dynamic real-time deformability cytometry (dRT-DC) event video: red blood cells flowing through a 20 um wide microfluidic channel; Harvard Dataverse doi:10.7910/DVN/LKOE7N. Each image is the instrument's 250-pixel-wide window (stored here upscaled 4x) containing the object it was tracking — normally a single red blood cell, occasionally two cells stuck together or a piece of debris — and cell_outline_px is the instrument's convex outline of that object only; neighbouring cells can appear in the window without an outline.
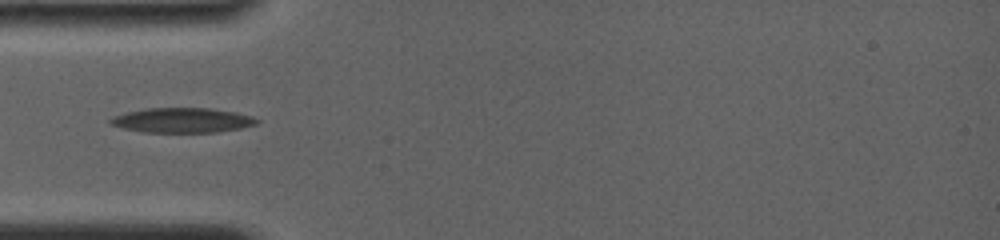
{"species": "common noctule bat (a hibernating species)", "species_latin": "Nyctalus noctula", "temperature_condition": "room temperature", "stored_images_in_passage": 36, "camera_frame_rate_fps": 4000, "um_per_image_px": 0.085, "animal": {"sex": "female", "body_mass_g": 19.0, "forearm_length_mm": 56.7}, "frame": {"image": 1, "passage_image": 1, "time_ms": 0.0, "image_size_px": [1000, 240], "cell_outline_px": [[260, 120], [256, 124], [240, 128], [216, 132], [144, 132], [124, 128], [112, 124], [108, 120], [116, 116], [128, 112], [148, 108], [208, 108], [232, 112], [252, 116]], "centroid_in_image_um": [15.52, 10.22], "position_along_channel_um": 69.5, "area_um2": 20.75}}
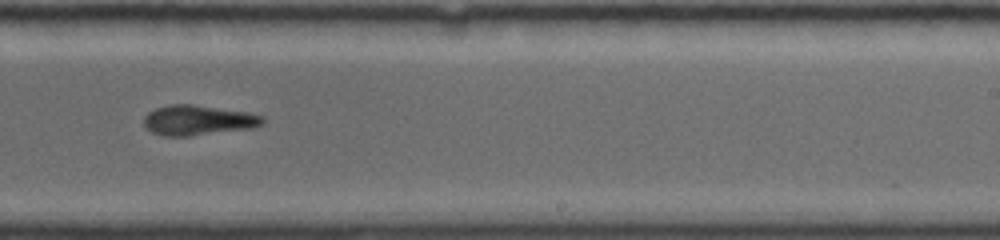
{"frame": {"image": 2, "passage_image": 17, "time_ms": 5.25, "image_size_px": [1000, 240], "cell_outline_px": [[264, 120], [260, 124], [252, 128], [188, 136], [164, 136], [152, 132], [144, 124], [144, 116], [148, 112], [156, 108], [172, 104], [192, 104], [244, 112], [264, 116]], "centroid_in_image_um": [16.8, 10.22], "position_along_channel_um": 272.2, "area_um2": 20.46}}
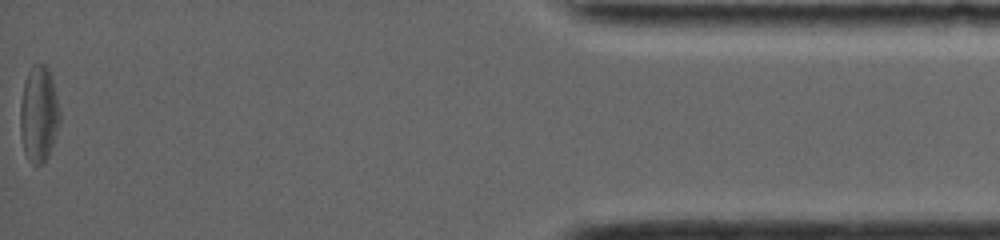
{"frame": {"image": 3, "passage_image": 36, "time_ms": 11.25, "image_size_px": [1000, 240], "cell_outline_px": [[60, 120], [48, 156], [40, 164], [32, 164], [28, 160], [24, 152], [20, 132], [20, 104], [24, 84], [28, 72], [32, 64], [44, 64], [48, 68], [56, 96], [60, 112]], "centroid_in_image_um": [3.27, 9.7], "position_along_channel_um": 431.9, "area_um2": 21.85}}